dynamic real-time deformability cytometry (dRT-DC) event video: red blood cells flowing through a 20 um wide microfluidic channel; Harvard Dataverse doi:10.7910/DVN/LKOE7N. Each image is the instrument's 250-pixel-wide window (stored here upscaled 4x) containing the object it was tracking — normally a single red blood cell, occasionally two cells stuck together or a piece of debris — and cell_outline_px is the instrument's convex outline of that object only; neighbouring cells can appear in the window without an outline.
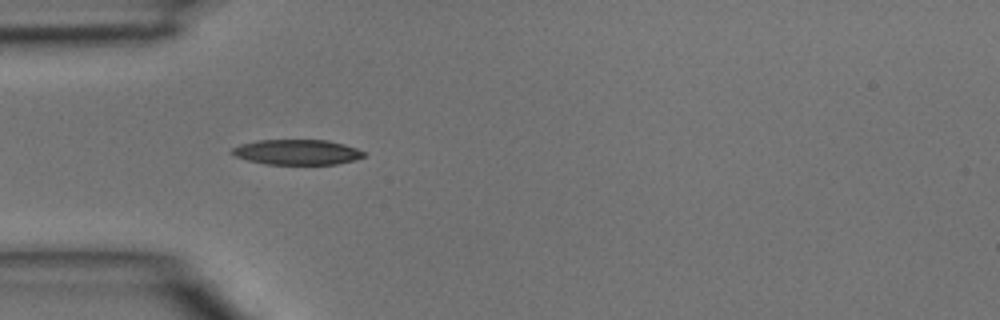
{"species": "common noctule bat (a hibernating species)", "species_latin": "Nyctalus noctula", "temperature_condition": "room temperature", "stored_images_in_passage": 2, "camera_frame_rate_fps": 3000, "um_per_image_px": 0.085, "animal": {"sex": "male", "body_mass_g": 15.6}, "frame": {"image": 1, "passage_image": 1, "time_ms": 0.0, "image_size_px": [1000, 320], "cell_outline_px": [[368, 156], [356, 160], [336, 164], [264, 164], [248, 160], [236, 156], [228, 152], [232, 148], [240, 144], [256, 140], [328, 140], [344, 144], [356, 148], [364, 152]], "centroid_in_image_um": [25.26, 12.93], "position_along_channel_um": 59.7, "area_um2": 19.54}}